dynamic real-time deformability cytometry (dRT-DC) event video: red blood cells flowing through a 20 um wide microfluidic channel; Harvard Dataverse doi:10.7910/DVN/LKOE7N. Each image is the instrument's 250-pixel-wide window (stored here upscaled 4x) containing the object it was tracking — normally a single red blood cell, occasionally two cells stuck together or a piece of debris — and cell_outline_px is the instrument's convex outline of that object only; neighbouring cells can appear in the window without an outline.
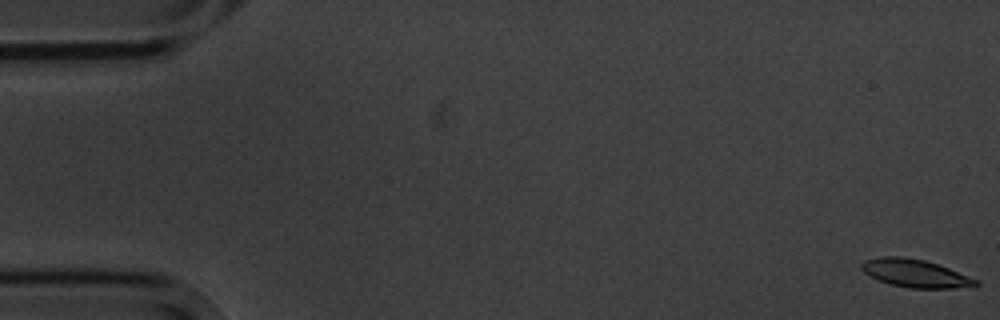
{"species": "common noctule bat (a hibernating species)", "species_latin": "Nyctalus noctula", "temperature_condition": "cold", "stored_images_in_passage": 5, "camera_frame_rate_fps": 3000, "um_per_image_px": 0.085, "animal": {"sex": "male", "body_mass_g": 20.1, "forearm_length_mm": 53.5}, "frame": {"image": 1, "passage_image": 1, "time_ms": 0.0, "image_size_px": [1000, 320], "cell_outline_px": [[980, 284], [976, 288], [908, 288], [892, 284], [868, 276], [860, 268], [860, 264], [864, 260], [880, 256], [904, 256], [924, 260], [948, 268], [980, 280]], "centroid_in_image_um": [77.84, 23.24], "position_along_channel_um": 7.2, "area_um2": 18.9}}
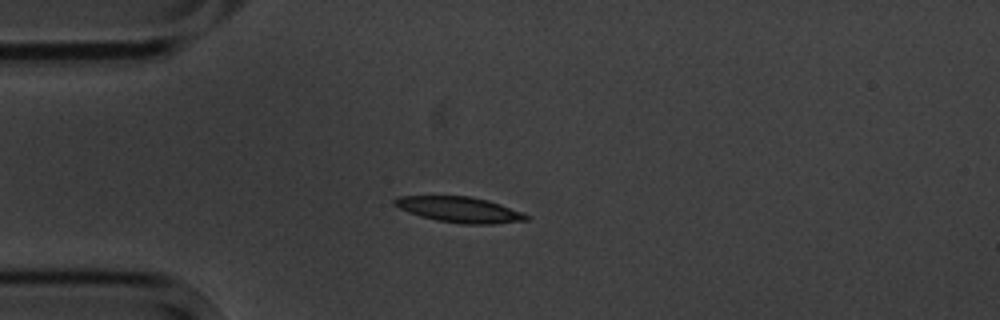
{"frame": {"image": 2, "passage_image": 5, "time_ms": 4.667, "image_size_px": [1000, 320], "cell_outline_px": [[532, 216], [528, 220], [492, 224], [464, 224], [436, 220], [420, 216], [408, 212], [392, 204], [392, 200], [396, 196], [468, 196], [488, 200], [500, 204]], "centroid_in_image_um": [39.05, 17.81], "position_along_channel_um": 46.0, "area_um2": 19.71}}